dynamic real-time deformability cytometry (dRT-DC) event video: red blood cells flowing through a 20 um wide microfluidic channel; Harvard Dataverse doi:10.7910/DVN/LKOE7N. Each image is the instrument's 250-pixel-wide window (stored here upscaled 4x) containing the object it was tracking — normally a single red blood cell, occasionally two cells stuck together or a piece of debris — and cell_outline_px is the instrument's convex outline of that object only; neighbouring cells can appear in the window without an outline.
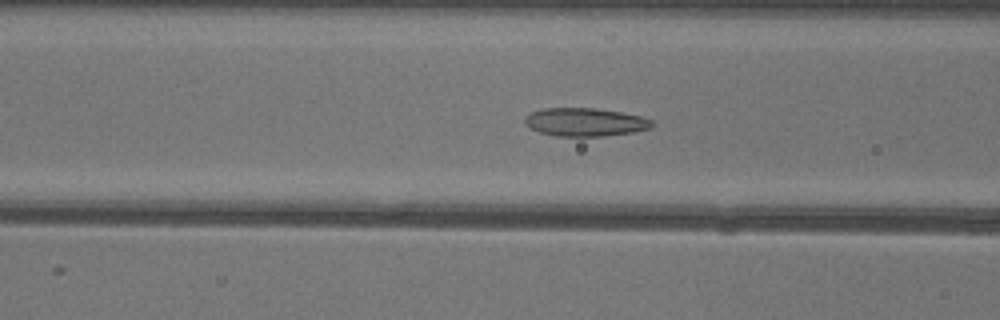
{"species": "common noctule bat (a hibernating species)", "species_latin": "Nyctalus noctula", "temperature_condition": "warm", "stored_images_in_passage": 51, "camera_frame_rate_fps": 3000, "um_per_image_px": 0.085, "animal": {"sex": "female"}, "frame": {"image": 1, "passage_image": 20, "time_ms": 6.333, "image_size_px": [1000, 320], "cell_outline_px": [[652, 128], [632, 132], [604, 136], [556, 136], [540, 132], [524, 124], [524, 120], [532, 112], [540, 108], [596, 108], [620, 112], [640, 116], [652, 120]], "centroid_in_image_um": [49.73, 10.37], "position_along_channel_um": 116.9, "area_um2": 20.81}}
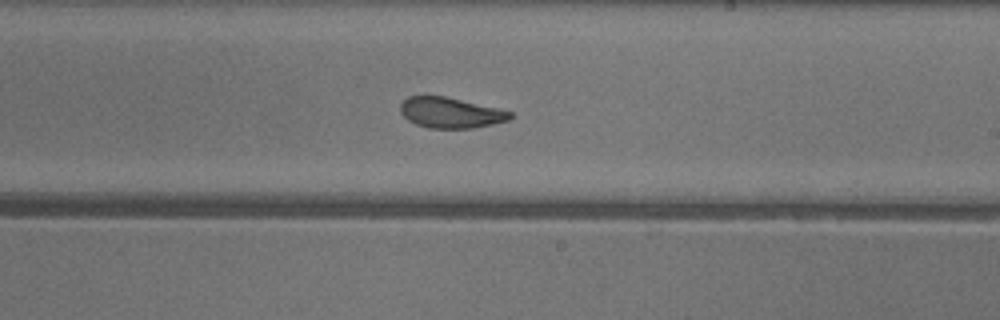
{"frame": {"image": 2, "passage_image": 30, "time_ms": 9.667, "image_size_px": [1000, 320], "cell_outline_px": [[512, 116], [508, 120], [492, 124], [472, 128], [428, 128], [416, 124], [408, 120], [400, 112], [400, 104], [408, 96], [424, 92], [444, 96], [500, 108], [512, 112]], "centroid_in_image_um": [38.24, 9.54], "position_along_channel_um": 250.8, "area_um2": 20.06}}
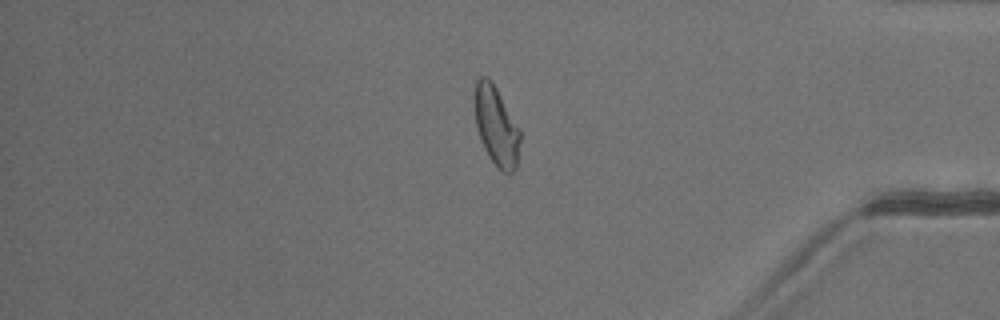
{"frame": {"image": 3, "passage_image": 43, "time_ms": 14.0, "image_size_px": [1000, 320], "cell_outline_px": [[520, 140], [516, 168], [512, 172], [504, 172], [488, 156], [484, 148], [476, 124], [472, 100], [472, 96], [476, 80], [480, 76], [488, 76], [496, 88], [520, 128]], "centroid_in_image_um": [42.15, 10.63], "position_along_channel_um": 393.1, "area_um2": 21.1}, "authors_computed_cell_mechanics": {"area_um2": 21.675, "velocity_mm_per_s": 4.0173, "shape_relaxation_time_tau1_ms": 6.3339, "shape_relaxation_time_tau2_ms": 1.7075, "deformation_change_tau1": 0.1719, "deformation_change_tau2": 0.0817}}